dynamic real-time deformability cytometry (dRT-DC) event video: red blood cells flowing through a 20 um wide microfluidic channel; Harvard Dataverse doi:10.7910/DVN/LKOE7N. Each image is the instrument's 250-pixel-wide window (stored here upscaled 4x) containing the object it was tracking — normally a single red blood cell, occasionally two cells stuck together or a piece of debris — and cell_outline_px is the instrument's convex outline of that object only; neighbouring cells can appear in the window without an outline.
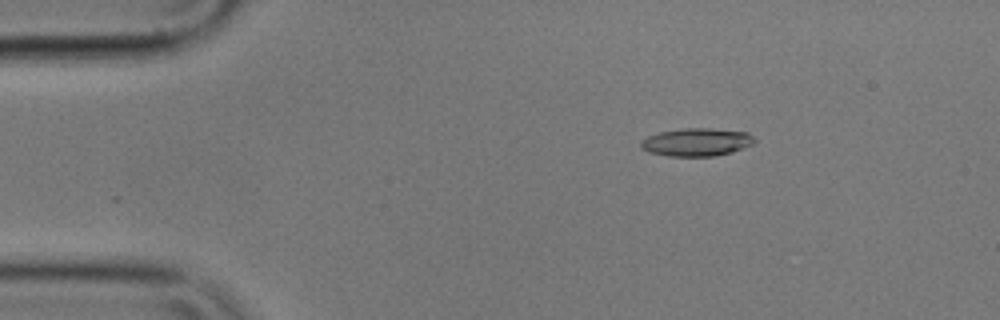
{"species": "common noctule bat (a hibernating species)", "species_latin": "Nyctalus noctula", "temperature_condition": "cold", "stored_images_in_passage": 4, "camera_frame_rate_fps": 3000, "um_per_image_px": 0.085, "animal": {"sex": "male", "body_mass_g": 17.9}, "frame": {"image": 1, "passage_image": 2, "time_ms": 0.333, "image_size_px": [1000, 320], "cell_outline_px": [[756, 140], [752, 144], [732, 152], [716, 156], [668, 156], [648, 152], [640, 148], [640, 140], [648, 136], [660, 132], [684, 128], [712, 128], [748, 132]], "centroid_in_image_um": [59.19, 12.08], "position_along_channel_um": 25.8, "area_um2": 18.61}}